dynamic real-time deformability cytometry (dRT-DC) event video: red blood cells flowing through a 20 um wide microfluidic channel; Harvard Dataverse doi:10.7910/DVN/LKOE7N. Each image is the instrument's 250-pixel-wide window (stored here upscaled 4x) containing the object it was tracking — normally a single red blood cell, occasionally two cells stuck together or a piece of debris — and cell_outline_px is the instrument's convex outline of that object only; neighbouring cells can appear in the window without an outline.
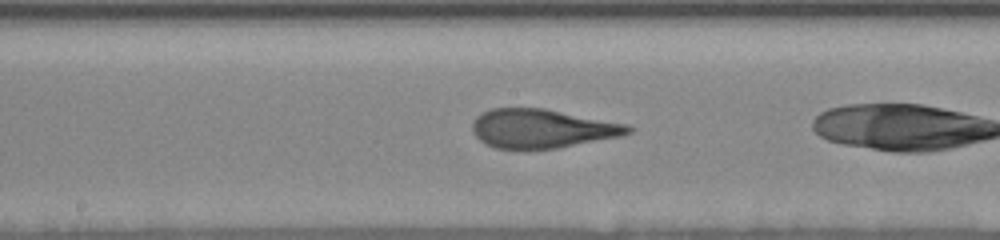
{"species": "human", "species_latin": "Homo sapiens", "temperature_condition": "room temperature", "stored_images_in_passage": 32, "camera_frame_rate_fps": 3000, "um_per_image_px": 0.085, "donor": {"sex": "female"}, "frame": {"image": 1, "passage_image": 22, "time_ms": 8.0, "image_size_px": [1000, 240], "cell_outline_px": [[636, 128], [632, 132], [624, 136], [556, 148], [496, 148], [480, 140], [472, 132], [472, 120], [476, 116], [492, 108], [544, 108], [628, 124]], "centroid_in_image_um": [46.12, 10.91], "position_along_channel_um": 202.1, "area_um2": 35.32}}
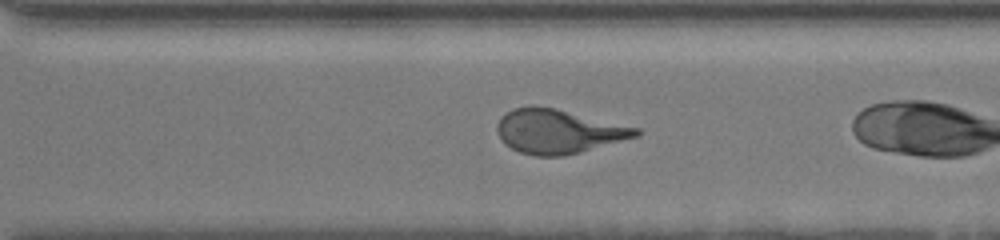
{"frame": {"image": 2, "passage_image": 29, "time_ms": 11.333, "image_size_px": [1000, 240], "cell_outline_px": [[640, 136], [580, 152], [564, 156], [536, 156], [520, 152], [504, 144], [496, 132], [496, 124], [500, 116], [512, 108], [532, 104], [556, 108], [640, 128]], "centroid_in_image_um": [47.43, 11.15], "position_along_channel_um": 323.2, "area_um2": 36.18}}